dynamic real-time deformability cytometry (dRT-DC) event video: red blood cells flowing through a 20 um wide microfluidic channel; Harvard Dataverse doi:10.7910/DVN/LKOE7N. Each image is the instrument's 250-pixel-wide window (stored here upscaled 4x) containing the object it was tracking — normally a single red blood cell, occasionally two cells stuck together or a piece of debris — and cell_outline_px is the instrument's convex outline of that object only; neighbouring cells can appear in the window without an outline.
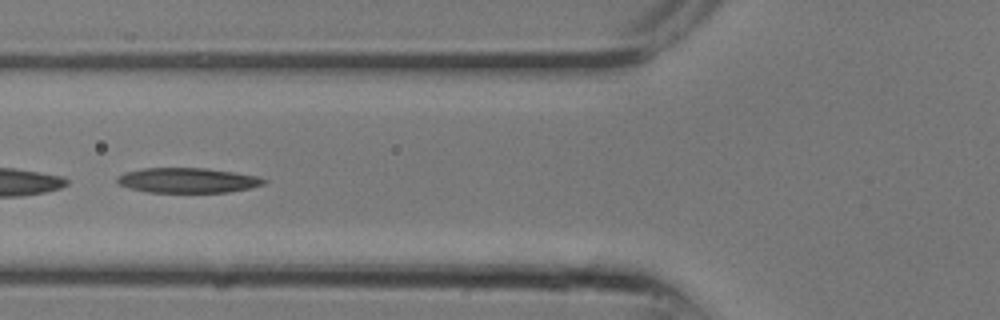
{"species": "common noctule bat (a hibernating species)", "species_latin": "Nyctalus noctula", "temperature_condition": "room temperature", "stored_images_in_passage": 4, "camera_frame_rate_fps": 3000, "um_per_image_px": 0.085, "animal": {"sex": "male", "body_mass_g": 13.3}, "frame": {"image": 1, "passage_image": 3, "time_ms": 0.667, "image_size_px": [1000, 320], "cell_outline_px": [[268, 180], [264, 184], [248, 188], [228, 192], [148, 192], [128, 188], [120, 184], [116, 180], [116, 176], [124, 172], [144, 168], [208, 168], [256, 176]], "centroid_in_image_um": [15.91, 15.32], "position_along_channel_um": 109.9, "area_um2": 21.27}}